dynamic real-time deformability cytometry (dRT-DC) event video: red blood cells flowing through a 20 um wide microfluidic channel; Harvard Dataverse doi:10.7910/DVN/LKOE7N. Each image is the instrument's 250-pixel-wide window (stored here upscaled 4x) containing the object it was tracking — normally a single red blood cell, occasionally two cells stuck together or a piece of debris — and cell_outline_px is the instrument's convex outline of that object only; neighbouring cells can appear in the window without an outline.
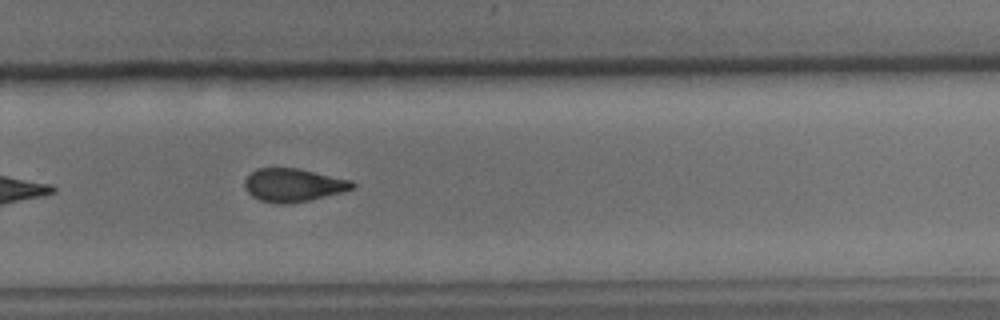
{"species": "common noctule bat (a hibernating species)", "species_latin": "Nyctalus noctula", "temperature_condition": "cold", "stored_images_in_passage": 23, "camera_frame_rate_fps": 3000, "um_per_image_px": 0.085, "animal": {"sex": "male", "body_mass_g": 15.6}, "frame": {"image": 1, "passage_image": 20, "time_ms": 6.333, "image_size_px": [1000, 320], "cell_outline_px": [[356, 184], [352, 188], [340, 192], [292, 204], [276, 204], [260, 200], [252, 196], [244, 188], [244, 180], [256, 168], [300, 168], [352, 180]], "centroid_in_image_um": [24.9, 15.72], "position_along_channel_um": 304.9, "area_um2": 20.87}}